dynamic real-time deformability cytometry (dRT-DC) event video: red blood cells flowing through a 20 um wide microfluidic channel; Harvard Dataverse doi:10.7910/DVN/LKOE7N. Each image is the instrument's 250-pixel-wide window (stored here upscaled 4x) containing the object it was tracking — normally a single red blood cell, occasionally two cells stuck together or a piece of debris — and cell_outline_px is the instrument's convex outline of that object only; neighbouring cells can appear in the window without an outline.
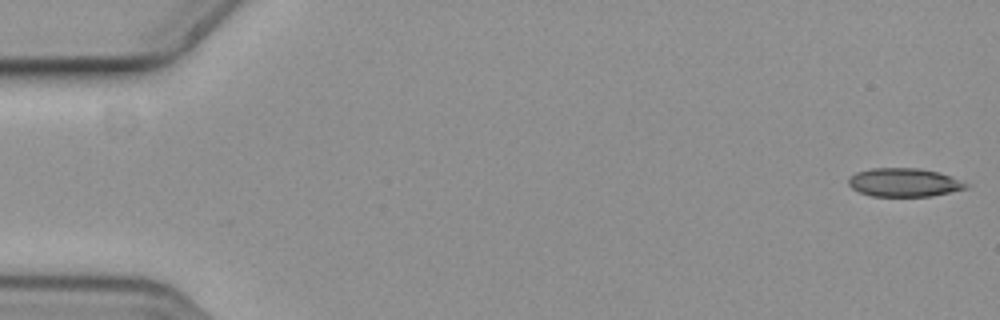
{"species": "common noctule bat (a hibernating species)", "species_latin": "Nyctalus noctula", "temperature_condition": "cold", "stored_images_in_passage": 12, "camera_frame_rate_fps": 3000, "um_per_image_px": 0.085, "animal": {"sex": "female", "body_mass_g": 19.3, "forearm_length_mm": 54.1}, "frame": {"image": 1, "passage_image": 1, "time_ms": 0.0, "image_size_px": [1000, 320], "cell_outline_px": [[968, 188], [932, 196], [872, 196], [860, 192], [852, 188], [848, 184], [848, 180], [856, 172], [872, 168], [916, 168], [936, 172], [948, 176], [968, 184]], "centroid_in_image_um": [76.81, 15.51], "position_along_channel_um": 8.2, "area_um2": 19.19}}